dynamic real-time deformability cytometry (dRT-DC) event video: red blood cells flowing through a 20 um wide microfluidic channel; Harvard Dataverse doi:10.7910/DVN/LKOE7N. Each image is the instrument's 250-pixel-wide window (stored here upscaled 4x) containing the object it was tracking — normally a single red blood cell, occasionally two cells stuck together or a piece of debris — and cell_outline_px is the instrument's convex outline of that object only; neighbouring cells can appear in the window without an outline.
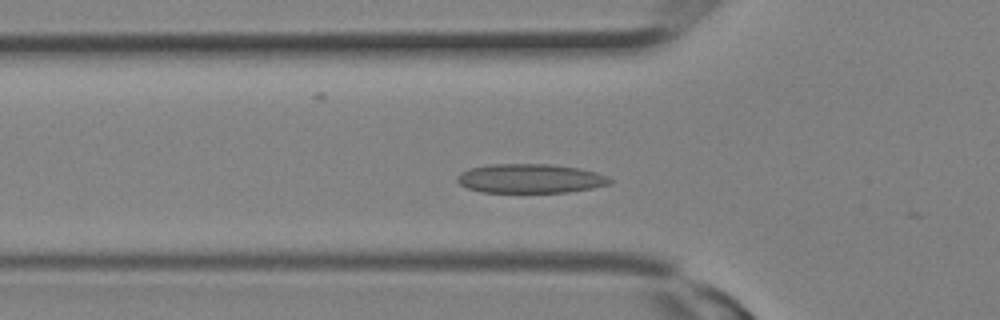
{"species": "Egyptian fruit bat (a non-hibernating species)", "species_latin": "Rousettus aegyptiacus", "temperature_condition": "room temperature", "stored_images_in_passage": 4, "camera_frame_rate_fps": 3000, "um_per_image_px": 0.085, "animal": {"sex": "female"}, "frame": {"image": 1, "passage_image": 3, "time_ms": 0.667, "image_size_px": [1000, 320], "cell_outline_px": [[612, 180], [608, 184], [592, 188], [568, 192], [480, 192], [468, 188], [460, 184], [456, 180], [456, 176], [460, 172], [468, 168], [492, 164], [552, 164], [580, 168], [596, 172], [608, 176]], "centroid_in_image_um": [45.05, 15.17], "position_along_channel_um": 80.8, "area_um2": 26.07}}